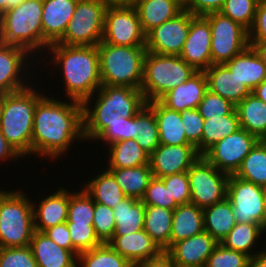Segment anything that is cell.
Here are the masks:
<instances>
[{"instance_id": "ba28073f", "label": "cell", "mask_w": 266, "mask_h": 267, "mask_svg": "<svg viewBox=\"0 0 266 267\" xmlns=\"http://www.w3.org/2000/svg\"><path fill=\"white\" fill-rule=\"evenodd\" d=\"M196 70L180 56L146 52L141 91L146 102L185 83Z\"/></svg>"}, {"instance_id": "e0dca14e", "label": "cell", "mask_w": 266, "mask_h": 267, "mask_svg": "<svg viewBox=\"0 0 266 267\" xmlns=\"http://www.w3.org/2000/svg\"><path fill=\"white\" fill-rule=\"evenodd\" d=\"M193 145L160 144L149 156V165L153 177L162 178L167 175L187 172L200 158Z\"/></svg>"}, {"instance_id": "2644e50d", "label": "cell", "mask_w": 266, "mask_h": 267, "mask_svg": "<svg viewBox=\"0 0 266 267\" xmlns=\"http://www.w3.org/2000/svg\"><path fill=\"white\" fill-rule=\"evenodd\" d=\"M263 144L266 146V136L261 140Z\"/></svg>"}, {"instance_id": "603a6c76", "label": "cell", "mask_w": 266, "mask_h": 267, "mask_svg": "<svg viewBox=\"0 0 266 267\" xmlns=\"http://www.w3.org/2000/svg\"><path fill=\"white\" fill-rule=\"evenodd\" d=\"M107 243L134 267L162 252L144 229L123 236H113Z\"/></svg>"}, {"instance_id": "44dd1931", "label": "cell", "mask_w": 266, "mask_h": 267, "mask_svg": "<svg viewBox=\"0 0 266 267\" xmlns=\"http://www.w3.org/2000/svg\"><path fill=\"white\" fill-rule=\"evenodd\" d=\"M42 198L38 205L32 201L34 229L38 232L67 221L69 191L62 185L51 195Z\"/></svg>"}, {"instance_id": "30bf717a", "label": "cell", "mask_w": 266, "mask_h": 267, "mask_svg": "<svg viewBox=\"0 0 266 267\" xmlns=\"http://www.w3.org/2000/svg\"><path fill=\"white\" fill-rule=\"evenodd\" d=\"M211 28L212 65L225 64L249 46L248 30L220 12L204 15Z\"/></svg>"}, {"instance_id": "60d3db41", "label": "cell", "mask_w": 266, "mask_h": 267, "mask_svg": "<svg viewBox=\"0 0 266 267\" xmlns=\"http://www.w3.org/2000/svg\"><path fill=\"white\" fill-rule=\"evenodd\" d=\"M76 267H134L126 258L116 252L108 243L84 252L77 256Z\"/></svg>"}, {"instance_id": "7a4b0ae2", "label": "cell", "mask_w": 266, "mask_h": 267, "mask_svg": "<svg viewBox=\"0 0 266 267\" xmlns=\"http://www.w3.org/2000/svg\"><path fill=\"white\" fill-rule=\"evenodd\" d=\"M47 52L51 56L47 62L62 72L66 98L83 104L101 87L97 46H67L53 43Z\"/></svg>"}, {"instance_id": "6da1fadb", "label": "cell", "mask_w": 266, "mask_h": 267, "mask_svg": "<svg viewBox=\"0 0 266 267\" xmlns=\"http://www.w3.org/2000/svg\"><path fill=\"white\" fill-rule=\"evenodd\" d=\"M68 100L61 101L44 94L37 102L32 130V156L54 161L67 154V150L71 151L70 146L75 141H85L83 104Z\"/></svg>"}, {"instance_id": "9c48e42d", "label": "cell", "mask_w": 266, "mask_h": 267, "mask_svg": "<svg viewBox=\"0 0 266 267\" xmlns=\"http://www.w3.org/2000/svg\"><path fill=\"white\" fill-rule=\"evenodd\" d=\"M107 7L104 0H78L64 35L56 43L97 46L102 41Z\"/></svg>"}, {"instance_id": "f546056e", "label": "cell", "mask_w": 266, "mask_h": 267, "mask_svg": "<svg viewBox=\"0 0 266 267\" xmlns=\"http://www.w3.org/2000/svg\"><path fill=\"white\" fill-rule=\"evenodd\" d=\"M240 128L262 140L266 136V104L253 93L235 106Z\"/></svg>"}, {"instance_id": "c3c4849f", "label": "cell", "mask_w": 266, "mask_h": 267, "mask_svg": "<svg viewBox=\"0 0 266 267\" xmlns=\"http://www.w3.org/2000/svg\"><path fill=\"white\" fill-rule=\"evenodd\" d=\"M127 139H135V116L132 118L121 117V120L111 123L95 141H103L102 143H105L106 146V144L111 145Z\"/></svg>"}, {"instance_id": "b9f144b4", "label": "cell", "mask_w": 266, "mask_h": 267, "mask_svg": "<svg viewBox=\"0 0 266 267\" xmlns=\"http://www.w3.org/2000/svg\"><path fill=\"white\" fill-rule=\"evenodd\" d=\"M69 192L67 223L93 224L94 201L83 188Z\"/></svg>"}, {"instance_id": "74e56055", "label": "cell", "mask_w": 266, "mask_h": 267, "mask_svg": "<svg viewBox=\"0 0 266 267\" xmlns=\"http://www.w3.org/2000/svg\"><path fill=\"white\" fill-rule=\"evenodd\" d=\"M240 129L236 110L221 117L204 119L202 155L214 144Z\"/></svg>"}, {"instance_id": "11a10c76", "label": "cell", "mask_w": 266, "mask_h": 267, "mask_svg": "<svg viewBox=\"0 0 266 267\" xmlns=\"http://www.w3.org/2000/svg\"><path fill=\"white\" fill-rule=\"evenodd\" d=\"M225 0H190L183 8L196 16L219 12Z\"/></svg>"}, {"instance_id": "003e7915", "label": "cell", "mask_w": 266, "mask_h": 267, "mask_svg": "<svg viewBox=\"0 0 266 267\" xmlns=\"http://www.w3.org/2000/svg\"><path fill=\"white\" fill-rule=\"evenodd\" d=\"M4 94L5 93L0 92V116H1V109H2V104H3Z\"/></svg>"}, {"instance_id": "bcb514c9", "label": "cell", "mask_w": 266, "mask_h": 267, "mask_svg": "<svg viewBox=\"0 0 266 267\" xmlns=\"http://www.w3.org/2000/svg\"><path fill=\"white\" fill-rule=\"evenodd\" d=\"M93 227L96 236L102 243H107L114 235L115 218L113 209L94 202Z\"/></svg>"}, {"instance_id": "f1b7e54d", "label": "cell", "mask_w": 266, "mask_h": 267, "mask_svg": "<svg viewBox=\"0 0 266 267\" xmlns=\"http://www.w3.org/2000/svg\"><path fill=\"white\" fill-rule=\"evenodd\" d=\"M135 8L145 34L183 10L175 0H139Z\"/></svg>"}, {"instance_id": "f6af8a7d", "label": "cell", "mask_w": 266, "mask_h": 267, "mask_svg": "<svg viewBox=\"0 0 266 267\" xmlns=\"http://www.w3.org/2000/svg\"><path fill=\"white\" fill-rule=\"evenodd\" d=\"M249 260L245 253L225 248L219 243L208 257L205 267H248Z\"/></svg>"}, {"instance_id": "ee69618b", "label": "cell", "mask_w": 266, "mask_h": 267, "mask_svg": "<svg viewBox=\"0 0 266 267\" xmlns=\"http://www.w3.org/2000/svg\"><path fill=\"white\" fill-rule=\"evenodd\" d=\"M72 241V253L77 257L79 253L91 250L102 242L95 234L93 224L67 223Z\"/></svg>"}, {"instance_id": "4316f807", "label": "cell", "mask_w": 266, "mask_h": 267, "mask_svg": "<svg viewBox=\"0 0 266 267\" xmlns=\"http://www.w3.org/2000/svg\"><path fill=\"white\" fill-rule=\"evenodd\" d=\"M225 65L251 91L266 78V64L251 46L234 56Z\"/></svg>"}, {"instance_id": "52a82bcc", "label": "cell", "mask_w": 266, "mask_h": 267, "mask_svg": "<svg viewBox=\"0 0 266 267\" xmlns=\"http://www.w3.org/2000/svg\"><path fill=\"white\" fill-rule=\"evenodd\" d=\"M32 200L21 190H0V247H26L34 233Z\"/></svg>"}, {"instance_id": "d6a6232c", "label": "cell", "mask_w": 266, "mask_h": 267, "mask_svg": "<svg viewBox=\"0 0 266 267\" xmlns=\"http://www.w3.org/2000/svg\"><path fill=\"white\" fill-rule=\"evenodd\" d=\"M174 210L145 205L144 231L162 251L170 248V233Z\"/></svg>"}, {"instance_id": "4dcf8cb0", "label": "cell", "mask_w": 266, "mask_h": 267, "mask_svg": "<svg viewBox=\"0 0 266 267\" xmlns=\"http://www.w3.org/2000/svg\"><path fill=\"white\" fill-rule=\"evenodd\" d=\"M115 229L113 236L140 231L144 226L145 204L142 200L126 197L113 208Z\"/></svg>"}, {"instance_id": "ab89813d", "label": "cell", "mask_w": 266, "mask_h": 267, "mask_svg": "<svg viewBox=\"0 0 266 267\" xmlns=\"http://www.w3.org/2000/svg\"><path fill=\"white\" fill-rule=\"evenodd\" d=\"M135 140L149 155L160 145L158 123L147 105L135 115Z\"/></svg>"}, {"instance_id": "03108f58", "label": "cell", "mask_w": 266, "mask_h": 267, "mask_svg": "<svg viewBox=\"0 0 266 267\" xmlns=\"http://www.w3.org/2000/svg\"><path fill=\"white\" fill-rule=\"evenodd\" d=\"M182 8H184L190 0H175Z\"/></svg>"}, {"instance_id": "f35d334b", "label": "cell", "mask_w": 266, "mask_h": 267, "mask_svg": "<svg viewBox=\"0 0 266 267\" xmlns=\"http://www.w3.org/2000/svg\"><path fill=\"white\" fill-rule=\"evenodd\" d=\"M235 176L255 185L266 187V146L261 140L245 156Z\"/></svg>"}, {"instance_id": "484cf974", "label": "cell", "mask_w": 266, "mask_h": 267, "mask_svg": "<svg viewBox=\"0 0 266 267\" xmlns=\"http://www.w3.org/2000/svg\"><path fill=\"white\" fill-rule=\"evenodd\" d=\"M146 105L155 114L160 144L192 145L187 140L180 112L167 108L159 100L149 101Z\"/></svg>"}, {"instance_id": "680465c9", "label": "cell", "mask_w": 266, "mask_h": 267, "mask_svg": "<svg viewBox=\"0 0 266 267\" xmlns=\"http://www.w3.org/2000/svg\"><path fill=\"white\" fill-rule=\"evenodd\" d=\"M21 155L16 151V149L6 140V138L2 135L0 130V160L1 163L8 160L13 161L16 159H21ZM3 161V162H2Z\"/></svg>"}, {"instance_id": "8992f818", "label": "cell", "mask_w": 266, "mask_h": 267, "mask_svg": "<svg viewBox=\"0 0 266 267\" xmlns=\"http://www.w3.org/2000/svg\"><path fill=\"white\" fill-rule=\"evenodd\" d=\"M43 0H25L0 15L3 44L14 45L38 56L42 50ZM37 55V56H36Z\"/></svg>"}, {"instance_id": "681fc988", "label": "cell", "mask_w": 266, "mask_h": 267, "mask_svg": "<svg viewBox=\"0 0 266 267\" xmlns=\"http://www.w3.org/2000/svg\"><path fill=\"white\" fill-rule=\"evenodd\" d=\"M0 267H38L30 246L0 247Z\"/></svg>"}, {"instance_id": "9a60e30c", "label": "cell", "mask_w": 266, "mask_h": 267, "mask_svg": "<svg viewBox=\"0 0 266 267\" xmlns=\"http://www.w3.org/2000/svg\"><path fill=\"white\" fill-rule=\"evenodd\" d=\"M191 13L183 9L174 18L146 34V50L155 54L176 55L182 52L188 35Z\"/></svg>"}, {"instance_id": "cb8c5ba5", "label": "cell", "mask_w": 266, "mask_h": 267, "mask_svg": "<svg viewBox=\"0 0 266 267\" xmlns=\"http://www.w3.org/2000/svg\"><path fill=\"white\" fill-rule=\"evenodd\" d=\"M207 79V89L222 96L235 106L252 91L241 82L225 64L211 65L204 70Z\"/></svg>"}, {"instance_id": "277c9868", "label": "cell", "mask_w": 266, "mask_h": 267, "mask_svg": "<svg viewBox=\"0 0 266 267\" xmlns=\"http://www.w3.org/2000/svg\"><path fill=\"white\" fill-rule=\"evenodd\" d=\"M35 88L32 83L23 90L4 94L1 109V133L22 158L32 155L34 112L37 102L44 96Z\"/></svg>"}, {"instance_id": "7402d4cb", "label": "cell", "mask_w": 266, "mask_h": 267, "mask_svg": "<svg viewBox=\"0 0 266 267\" xmlns=\"http://www.w3.org/2000/svg\"><path fill=\"white\" fill-rule=\"evenodd\" d=\"M206 90L207 79L204 71H196L185 83L165 93L159 101L167 108L177 112L196 109Z\"/></svg>"}, {"instance_id": "836d02e7", "label": "cell", "mask_w": 266, "mask_h": 267, "mask_svg": "<svg viewBox=\"0 0 266 267\" xmlns=\"http://www.w3.org/2000/svg\"><path fill=\"white\" fill-rule=\"evenodd\" d=\"M127 197L142 200L153 174L149 164L131 168H106Z\"/></svg>"}, {"instance_id": "be15d7a7", "label": "cell", "mask_w": 266, "mask_h": 267, "mask_svg": "<svg viewBox=\"0 0 266 267\" xmlns=\"http://www.w3.org/2000/svg\"><path fill=\"white\" fill-rule=\"evenodd\" d=\"M25 0H0V15L5 11L17 7Z\"/></svg>"}, {"instance_id": "ffe728a7", "label": "cell", "mask_w": 266, "mask_h": 267, "mask_svg": "<svg viewBox=\"0 0 266 267\" xmlns=\"http://www.w3.org/2000/svg\"><path fill=\"white\" fill-rule=\"evenodd\" d=\"M219 243L206 231L174 243L166 252L178 267H205Z\"/></svg>"}, {"instance_id": "a7ac6f4b", "label": "cell", "mask_w": 266, "mask_h": 267, "mask_svg": "<svg viewBox=\"0 0 266 267\" xmlns=\"http://www.w3.org/2000/svg\"><path fill=\"white\" fill-rule=\"evenodd\" d=\"M263 198H264L265 215H266V187H264V194H263Z\"/></svg>"}, {"instance_id": "5bb4252c", "label": "cell", "mask_w": 266, "mask_h": 267, "mask_svg": "<svg viewBox=\"0 0 266 267\" xmlns=\"http://www.w3.org/2000/svg\"><path fill=\"white\" fill-rule=\"evenodd\" d=\"M102 41L123 46H145L143 32L135 7H107Z\"/></svg>"}, {"instance_id": "4fadbf2b", "label": "cell", "mask_w": 266, "mask_h": 267, "mask_svg": "<svg viewBox=\"0 0 266 267\" xmlns=\"http://www.w3.org/2000/svg\"><path fill=\"white\" fill-rule=\"evenodd\" d=\"M259 141L256 136L240 128L218 141L202 156L221 172L235 175L245 156Z\"/></svg>"}, {"instance_id": "7bdbcfd3", "label": "cell", "mask_w": 266, "mask_h": 267, "mask_svg": "<svg viewBox=\"0 0 266 267\" xmlns=\"http://www.w3.org/2000/svg\"><path fill=\"white\" fill-rule=\"evenodd\" d=\"M258 2L259 0H225L219 12L249 31L254 22Z\"/></svg>"}, {"instance_id": "d590c367", "label": "cell", "mask_w": 266, "mask_h": 267, "mask_svg": "<svg viewBox=\"0 0 266 267\" xmlns=\"http://www.w3.org/2000/svg\"><path fill=\"white\" fill-rule=\"evenodd\" d=\"M106 147L109 148H107V154H109L107 168H131L149 164L150 155L140 147L135 139L117 141Z\"/></svg>"}, {"instance_id": "8fae6325", "label": "cell", "mask_w": 266, "mask_h": 267, "mask_svg": "<svg viewBox=\"0 0 266 267\" xmlns=\"http://www.w3.org/2000/svg\"><path fill=\"white\" fill-rule=\"evenodd\" d=\"M190 202L204 209L227 198L229 175L218 170L203 156L187 171Z\"/></svg>"}, {"instance_id": "94428289", "label": "cell", "mask_w": 266, "mask_h": 267, "mask_svg": "<svg viewBox=\"0 0 266 267\" xmlns=\"http://www.w3.org/2000/svg\"><path fill=\"white\" fill-rule=\"evenodd\" d=\"M249 46L253 48L256 54L266 64V41H249Z\"/></svg>"}, {"instance_id": "db71d44e", "label": "cell", "mask_w": 266, "mask_h": 267, "mask_svg": "<svg viewBox=\"0 0 266 267\" xmlns=\"http://www.w3.org/2000/svg\"><path fill=\"white\" fill-rule=\"evenodd\" d=\"M249 41H266V0H259L252 27L248 31Z\"/></svg>"}, {"instance_id": "f5cc1de1", "label": "cell", "mask_w": 266, "mask_h": 267, "mask_svg": "<svg viewBox=\"0 0 266 267\" xmlns=\"http://www.w3.org/2000/svg\"><path fill=\"white\" fill-rule=\"evenodd\" d=\"M145 205H153L174 210L178 205L170 202V193L160 178L153 177L142 198Z\"/></svg>"}, {"instance_id": "d6986e66", "label": "cell", "mask_w": 266, "mask_h": 267, "mask_svg": "<svg viewBox=\"0 0 266 267\" xmlns=\"http://www.w3.org/2000/svg\"><path fill=\"white\" fill-rule=\"evenodd\" d=\"M77 2L78 0H43L42 52L64 35Z\"/></svg>"}, {"instance_id": "d4e9b609", "label": "cell", "mask_w": 266, "mask_h": 267, "mask_svg": "<svg viewBox=\"0 0 266 267\" xmlns=\"http://www.w3.org/2000/svg\"><path fill=\"white\" fill-rule=\"evenodd\" d=\"M30 248L38 267H76L77 257L57 245L45 233L34 231Z\"/></svg>"}, {"instance_id": "e7e4bbea", "label": "cell", "mask_w": 266, "mask_h": 267, "mask_svg": "<svg viewBox=\"0 0 266 267\" xmlns=\"http://www.w3.org/2000/svg\"><path fill=\"white\" fill-rule=\"evenodd\" d=\"M252 93L266 104V78L252 90Z\"/></svg>"}, {"instance_id": "83f0119b", "label": "cell", "mask_w": 266, "mask_h": 267, "mask_svg": "<svg viewBox=\"0 0 266 267\" xmlns=\"http://www.w3.org/2000/svg\"><path fill=\"white\" fill-rule=\"evenodd\" d=\"M203 231V209L191 202L178 205L173 214L170 247L180 240L200 234Z\"/></svg>"}, {"instance_id": "6125c7cd", "label": "cell", "mask_w": 266, "mask_h": 267, "mask_svg": "<svg viewBox=\"0 0 266 267\" xmlns=\"http://www.w3.org/2000/svg\"><path fill=\"white\" fill-rule=\"evenodd\" d=\"M110 7H135L139 0H104Z\"/></svg>"}, {"instance_id": "7c38bea8", "label": "cell", "mask_w": 266, "mask_h": 267, "mask_svg": "<svg viewBox=\"0 0 266 267\" xmlns=\"http://www.w3.org/2000/svg\"><path fill=\"white\" fill-rule=\"evenodd\" d=\"M264 187L229 175L227 199L231 202L236 223H252L266 230Z\"/></svg>"}, {"instance_id": "8d00e7d4", "label": "cell", "mask_w": 266, "mask_h": 267, "mask_svg": "<svg viewBox=\"0 0 266 267\" xmlns=\"http://www.w3.org/2000/svg\"><path fill=\"white\" fill-rule=\"evenodd\" d=\"M266 230L252 223H236L234 228L221 241V244L228 249L245 253L250 258L254 257L260 251H256L258 240L265 234ZM255 250V251H253ZM253 253V254H252Z\"/></svg>"}, {"instance_id": "6f0895ef", "label": "cell", "mask_w": 266, "mask_h": 267, "mask_svg": "<svg viewBox=\"0 0 266 267\" xmlns=\"http://www.w3.org/2000/svg\"><path fill=\"white\" fill-rule=\"evenodd\" d=\"M136 267H178V265L166 251H162L158 256L141 262Z\"/></svg>"}, {"instance_id": "5b68a950", "label": "cell", "mask_w": 266, "mask_h": 267, "mask_svg": "<svg viewBox=\"0 0 266 267\" xmlns=\"http://www.w3.org/2000/svg\"><path fill=\"white\" fill-rule=\"evenodd\" d=\"M102 85L141 89L146 46L97 45Z\"/></svg>"}, {"instance_id": "9f6ffc18", "label": "cell", "mask_w": 266, "mask_h": 267, "mask_svg": "<svg viewBox=\"0 0 266 267\" xmlns=\"http://www.w3.org/2000/svg\"><path fill=\"white\" fill-rule=\"evenodd\" d=\"M45 233L57 245L72 252V241L70 238L69 228L67 222L55 225L46 229Z\"/></svg>"}, {"instance_id": "89a4df30", "label": "cell", "mask_w": 266, "mask_h": 267, "mask_svg": "<svg viewBox=\"0 0 266 267\" xmlns=\"http://www.w3.org/2000/svg\"><path fill=\"white\" fill-rule=\"evenodd\" d=\"M1 21H0V44H2Z\"/></svg>"}, {"instance_id": "ac0fdd59", "label": "cell", "mask_w": 266, "mask_h": 267, "mask_svg": "<svg viewBox=\"0 0 266 267\" xmlns=\"http://www.w3.org/2000/svg\"><path fill=\"white\" fill-rule=\"evenodd\" d=\"M179 56L196 71H204L212 65L211 28L204 16L191 14L190 28Z\"/></svg>"}, {"instance_id": "816d5d0a", "label": "cell", "mask_w": 266, "mask_h": 267, "mask_svg": "<svg viewBox=\"0 0 266 267\" xmlns=\"http://www.w3.org/2000/svg\"><path fill=\"white\" fill-rule=\"evenodd\" d=\"M170 193V202L177 205L190 203L191 191L187 172L167 175L160 178Z\"/></svg>"}, {"instance_id": "3957f363", "label": "cell", "mask_w": 266, "mask_h": 267, "mask_svg": "<svg viewBox=\"0 0 266 267\" xmlns=\"http://www.w3.org/2000/svg\"><path fill=\"white\" fill-rule=\"evenodd\" d=\"M95 93L83 103L84 138L90 142L121 117H134L147 103L140 89L128 86L101 85Z\"/></svg>"}, {"instance_id": "91938a15", "label": "cell", "mask_w": 266, "mask_h": 267, "mask_svg": "<svg viewBox=\"0 0 266 267\" xmlns=\"http://www.w3.org/2000/svg\"><path fill=\"white\" fill-rule=\"evenodd\" d=\"M263 248L258 254L250 258L248 267H266V247Z\"/></svg>"}, {"instance_id": "f907efd6", "label": "cell", "mask_w": 266, "mask_h": 267, "mask_svg": "<svg viewBox=\"0 0 266 267\" xmlns=\"http://www.w3.org/2000/svg\"><path fill=\"white\" fill-rule=\"evenodd\" d=\"M180 114L187 140L197 148V151L202 156L204 118L200 115L197 108L184 110Z\"/></svg>"}, {"instance_id": "e575fe53", "label": "cell", "mask_w": 266, "mask_h": 267, "mask_svg": "<svg viewBox=\"0 0 266 267\" xmlns=\"http://www.w3.org/2000/svg\"><path fill=\"white\" fill-rule=\"evenodd\" d=\"M204 231L218 243L234 228L236 221L231 202L226 198L203 209Z\"/></svg>"}, {"instance_id": "7dc6e473", "label": "cell", "mask_w": 266, "mask_h": 267, "mask_svg": "<svg viewBox=\"0 0 266 267\" xmlns=\"http://www.w3.org/2000/svg\"><path fill=\"white\" fill-rule=\"evenodd\" d=\"M197 109L204 119H209L230 114L235 105L207 89Z\"/></svg>"}, {"instance_id": "2e32d148", "label": "cell", "mask_w": 266, "mask_h": 267, "mask_svg": "<svg viewBox=\"0 0 266 267\" xmlns=\"http://www.w3.org/2000/svg\"><path fill=\"white\" fill-rule=\"evenodd\" d=\"M32 58L35 57L31 56L24 48L3 43L0 44V92L5 94L13 93L31 85V83L28 84L31 81L29 78L26 79L27 77L25 76L27 73L25 72H28L31 67L34 69L31 63L32 61L36 62V59L33 60Z\"/></svg>"}, {"instance_id": "1f68e13d", "label": "cell", "mask_w": 266, "mask_h": 267, "mask_svg": "<svg viewBox=\"0 0 266 267\" xmlns=\"http://www.w3.org/2000/svg\"><path fill=\"white\" fill-rule=\"evenodd\" d=\"M95 177L81 185L94 202L114 208L115 205L127 196L121 190L114 175L108 170L98 171ZM88 182V183H87Z\"/></svg>"}]
</instances>
